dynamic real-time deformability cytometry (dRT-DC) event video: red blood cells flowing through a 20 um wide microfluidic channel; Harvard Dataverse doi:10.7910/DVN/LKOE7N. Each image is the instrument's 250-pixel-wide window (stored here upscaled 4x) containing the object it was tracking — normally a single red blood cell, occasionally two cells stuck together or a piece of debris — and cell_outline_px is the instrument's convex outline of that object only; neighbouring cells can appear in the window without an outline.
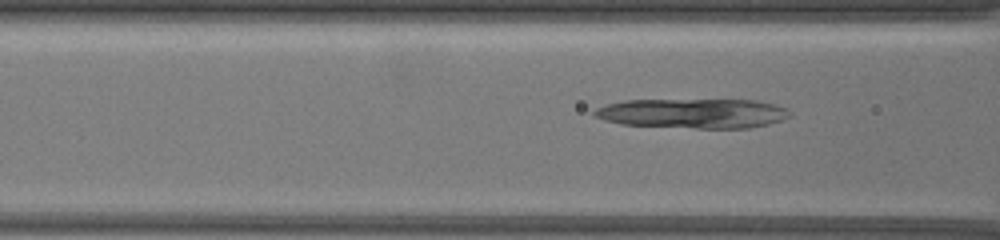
{"species": "common noctule bat (a hibernating species)", "species_latin": "Nyctalus noctula", "temperature_condition": "warm", "stored_images_in_passage": 13, "camera_frame_rate_fps": 3000, "um_per_image_px": 0.085, "animal": {"sex": "female", "body_mass_g": 19.5, "forearm_length_mm": 54.1}, "frame": {"image": 1, "passage_image": 10, "time_ms": 3.0, "image_size_px": [1000, 240], "cell_outline_px": [[792, 116], [768, 124], [748, 128], [696, 128], [620, 124], [604, 120], [592, 116], [592, 112], [596, 108], [608, 104], [624, 100], [756, 100], [788, 108], [792, 112]], "centroid_in_image_um": [58.9, 9.63], "position_along_channel_um": 107.7, "area_um2": 33.87}}